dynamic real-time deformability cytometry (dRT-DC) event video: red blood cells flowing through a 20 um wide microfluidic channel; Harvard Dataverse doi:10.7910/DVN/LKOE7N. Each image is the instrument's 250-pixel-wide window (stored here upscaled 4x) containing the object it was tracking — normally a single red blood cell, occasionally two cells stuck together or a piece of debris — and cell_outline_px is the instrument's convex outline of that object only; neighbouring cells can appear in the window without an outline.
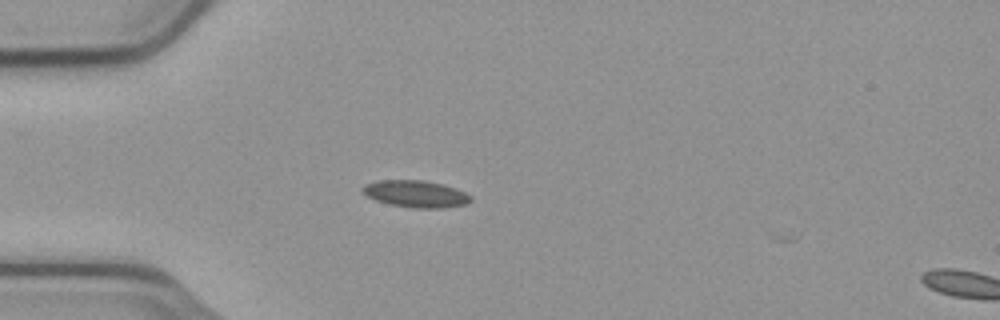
{"species": "common noctule bat (a hibernating species)", "species_latin": "Nyctalus noctula", "temperature_condition": "cold", "stored_images_in_passage": 3, "camera_frame_rate_fps": 3000, "um_per_image_px": 0.085, "animal": {"sex": "male", "body_mass_g": 23.1, "forearm_length_mm": 52.7}, "frame": {"image": 1, "passage_image": 2, "time_ms": 0.333, "image_size_px": [1000, 320], "cell_outline_px": [[472, 200], [464, 204], [444, 208], [412, 208], [388, 204], [376, 200], [360, 192], [360, 188], [364, 184], [380, 180], [424, 180], [444, 184], [456, 188], [472, 196]], "centroid_in_image_um": [35.31, 16.47], "position_along_channel_um": 49.7, "area_um2": 17.17}}